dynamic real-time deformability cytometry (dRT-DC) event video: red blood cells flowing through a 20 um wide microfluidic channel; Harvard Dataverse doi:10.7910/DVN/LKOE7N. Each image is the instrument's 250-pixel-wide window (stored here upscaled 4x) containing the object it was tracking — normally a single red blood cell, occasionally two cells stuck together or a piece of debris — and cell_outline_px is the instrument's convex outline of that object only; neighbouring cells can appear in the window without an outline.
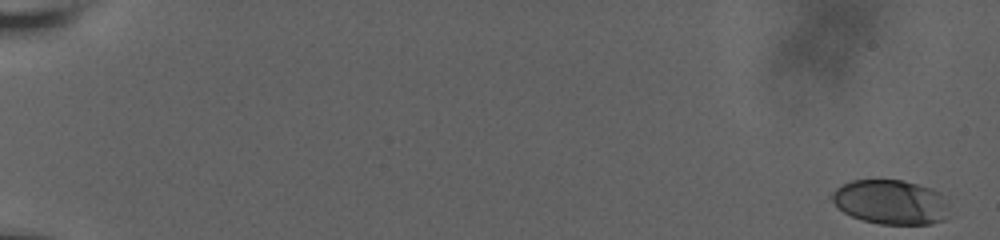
{"species": "human", "species_latin": "Homo sapiens", "temperature_condition": "room temperature", "stored_images_in_passage": 28, "camera_frame_rate_fps": 3000, "um_per_image_px": 0.085, "donor": {"sex": "male"}, "frame": {"image": 1, "passage_image": 1, "time_ms": 0.0, "image_size_px": [1000, 240], "cell_outline_px": [[948, 196], [944, 220], [932, 224], [880, 224], [864, 220], [852, 216], [844, 212], [828, 196], [836, 188], [852, 180], [904, 180], [932, 188]], "centroid_in_image_um": [75.73, 17.16], "position_along_channel_um": 9.3, "area_um2": 30.52}}
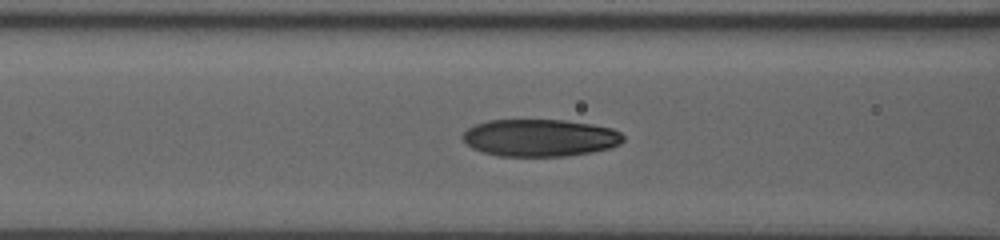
{"frame": {"image": 2, "passage_image": 24, "time_ms": 9.0, "image_size_px": [1000, 240], "cell_outline_px": [[624, 140], [620, 144], [608, 148], [592, 152], [568, 156], [500, 156], [484, 152], [472, 148], [460, 136], [468, 128], [476, 124], [488, 120], [564, 120], [592, 124], [612, 128], [620, 132], [624, 136]], "centroid_in_image_um": [45.91, 11.71], "position_along_channel_um": 120.7, "area_um2": 34.91}}
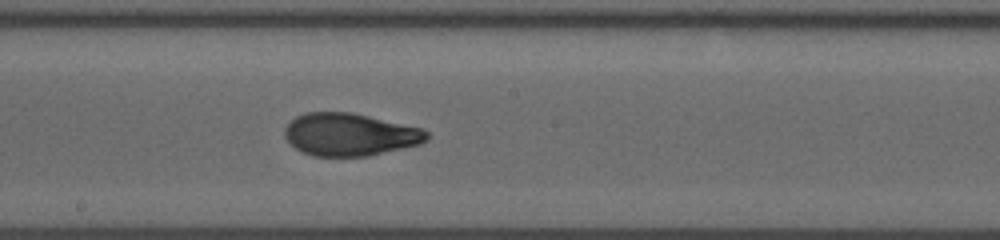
{"frame": {"image": 3, "passage_image": 28, "time_ms": 11.667, "image_size_px": [1000, 240], "cell_outline_px": [[428, 140], [420, 144], [368, 156], [312, 156], [300, 152], [284, 136], [284, 128], [296, 116], [304, 112], [352, 112], [424, 128], [428, 132]], "centroid_in_image_um": [29.75, 11.43], "position_along_channel_um": 218.5, "area_um2": 35.49}}